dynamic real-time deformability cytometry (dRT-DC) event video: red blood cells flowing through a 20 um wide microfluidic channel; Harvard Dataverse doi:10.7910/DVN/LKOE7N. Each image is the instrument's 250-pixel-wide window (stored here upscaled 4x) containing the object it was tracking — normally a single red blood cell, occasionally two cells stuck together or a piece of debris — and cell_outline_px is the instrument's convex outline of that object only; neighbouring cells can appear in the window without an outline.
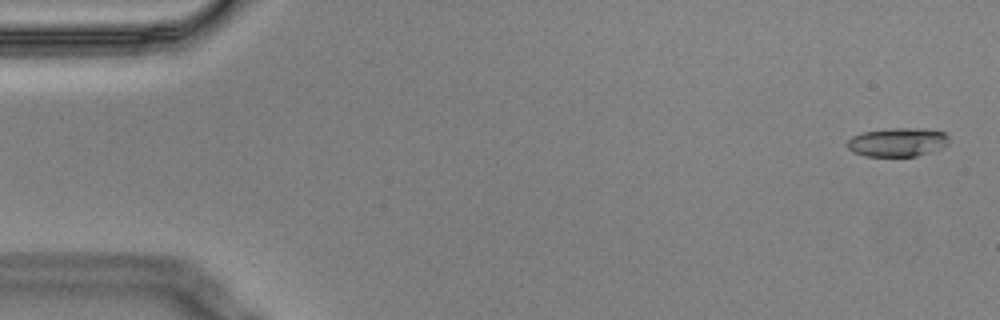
{"species": "Egyptian fruit bat (a non-hibernating species)", "species_latin": "Rousettus aegyptiacus", "temperature_condition": "cold", "stored_images_in_passage": 4, "camera_frame_rate_fps": 3000, "um_per_image_px": 0.085, "animal": {"sex": "male"}, "frame": {"image": 1, "passage_image": 1, "time_ms": 0.0, "image_size_px": [1000, 320], "cell_outline_px": [[948, 144], [940, 148], [916, 156], [864, 156], [852, 152], [844, 144], [852, 136], [864, 132], [888, 128], [924, 128], [944, 132], [948, 136]], "centroid_in_image_um": [76.25, 12.08], "position_along_channel_um": 8.8, "area_um2": 17.11}}
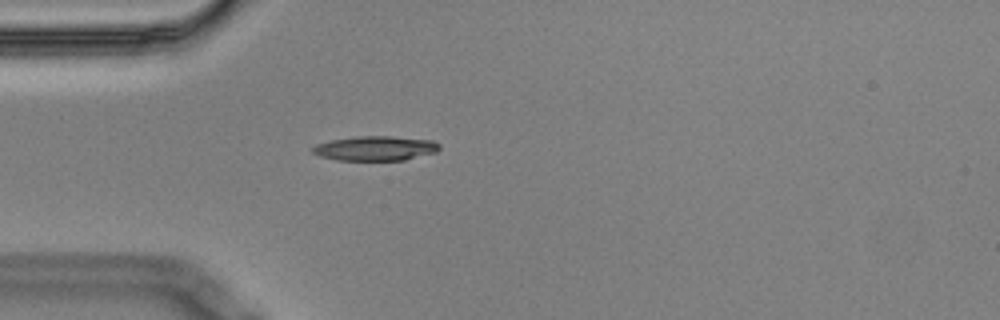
{"frame": {"image": 2, "passage_image": 4, "time_ms": 1.0, "image_size_px": [1000, 320], "cell_outline_px": [[440, 148], [436, 152], [404, 160], [336, 160], [320, 156], [312, 152], [312, 148], [316, 144], [332, 140], [356, 136], [392, 136], [432, 140], [440, 144]], "centroid_in_image_um": [31.92, 12.6], "position_along_channel_um": 53.1, "area_um2": 18.15}}